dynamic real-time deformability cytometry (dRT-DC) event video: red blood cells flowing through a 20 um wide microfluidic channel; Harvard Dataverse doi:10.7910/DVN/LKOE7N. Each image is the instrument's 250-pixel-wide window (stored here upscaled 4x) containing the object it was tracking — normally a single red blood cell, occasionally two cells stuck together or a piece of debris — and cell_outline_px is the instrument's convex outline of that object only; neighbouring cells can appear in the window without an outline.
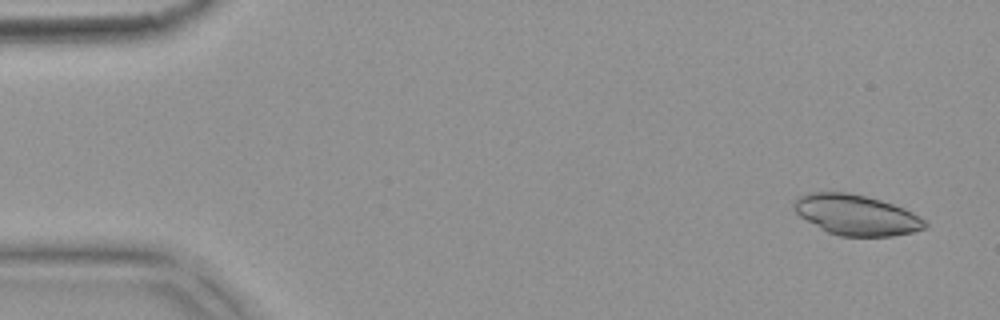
{"species": "common noctule bat (a hibernating species)", "species_latin": "Nyctalus noctula", "temperature_condition": "warm", "stored_images_in_passage": 4, "camera_frame_rate_fps": 3000, "um_per_image_px": 0.085, "animal": {"sex": "female", "body_mass_g": 18.4}, "frame": {"image": 1, "passage_image": 1, "time_ms": 0.0, "image_size_px": [1000, 320], "cell_outline_px": [[928, 228], [912, 232], [892, 236], [840, 236], [828, 232], [820, 228], [800, 216], [796, 212], [792, 204], [796, 196], [812, 192], [844, 192], [864, 196], [880, 200], [904, 208], [912, 212], [924, 220], [928, 224]], "centroid_in_image_um": [72.77, 18.27], "position_along_channel_um": 12.2, "area_um2": 30.75}}
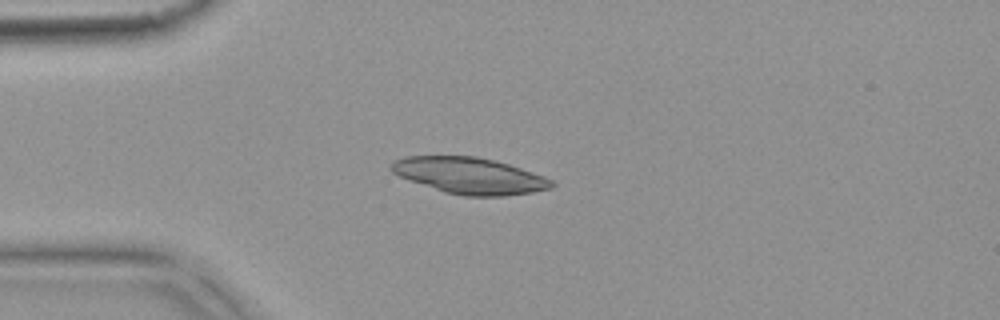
{"frame": {"image": 2, "passage_image": 4, "time_ms": 1.0, "image_size_px": [1000, 320], "cell_outline_px": [[556, 184], [552, 188], [532, 192], [504, 196], [464, 196], [444, 192], [408, 180], [392, 172], [388, 168], [388, 164], [392, 160], [404, 156], [476, 156], [508, 164], [544, 176], [552, 180]], "centroid_in_image_um": [39.87, 14.93], "position_along_channel_um": 45.1, "area_um2": 34.1}}